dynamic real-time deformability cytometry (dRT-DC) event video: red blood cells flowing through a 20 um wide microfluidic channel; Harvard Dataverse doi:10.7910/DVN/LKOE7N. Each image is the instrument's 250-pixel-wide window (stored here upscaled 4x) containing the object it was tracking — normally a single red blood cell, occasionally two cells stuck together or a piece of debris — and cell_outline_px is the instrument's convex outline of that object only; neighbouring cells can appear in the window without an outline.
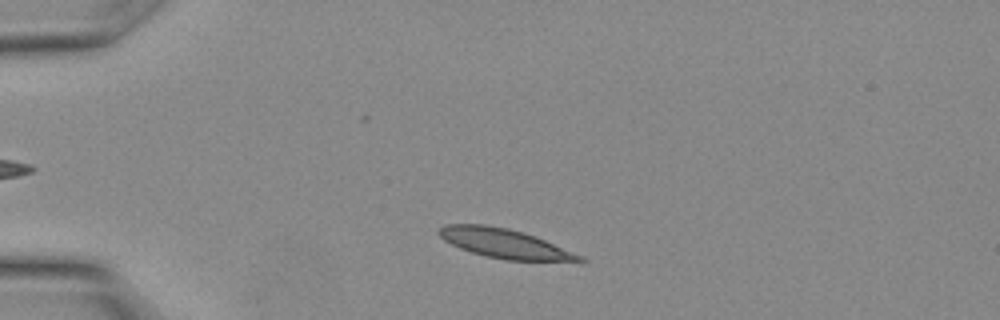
{"species": "Egyptian fruit bat (a non-hibernating species)", "species_latin": "Rousettus aegyptiacus", "temperature_condition": "warm", "stored_images_in_passage": 9, "camera_frame_rate_fps": 3000, "um_per_image_px": 0.085, "animal": {"sex": "female"}, "frame": {"image": 1, "passage_image": 3, "time_ms": 0.667, "image_size_px": [1000, 320], "cell_outline_px": [[588, 260], [508, 260], [484, 256], [460, 248], [444, 240], [436, 232], [444, 224], [484, 224], [508, 228], [544, 240], [572, 252]], "centroid_in_image_um": [42.75, 20.67], "position_along_channel_um": 42.2, "area_um2": 23.24}}
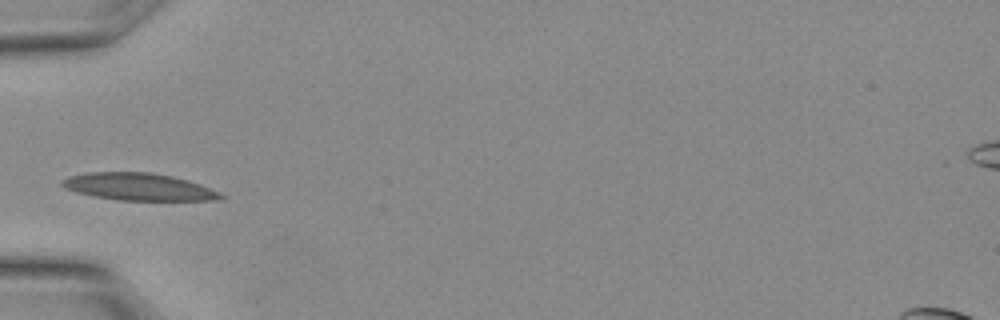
{"frame": {"image": 2, "passage_image": 6, "time_ms": 1.667, "image_size_px": [1000, 320], "cell_outline_px": [[228, 196], [216, 200], [120, 200], [92, 196], [76, 192], [64, 188], [60, 184], [60, 180], [68, 176], [88, 172], [148, 172], [172, 176], [188, 180], [200, 184], [220, 192]], "centroid_in_image_um": [11.77, 15.87], "position_along_channel_um": 73.2, "area_um2": 25.32}}
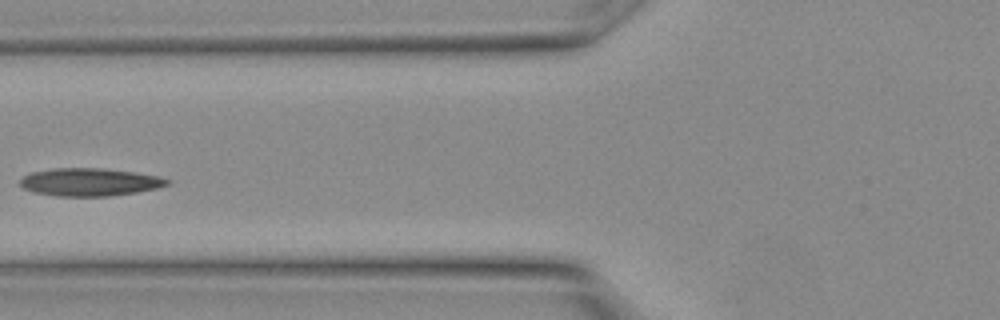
{"frame": {"image": 3, "passage_image": 8, "time_ms": 2.333, "image_size_px": [1000, 320], "cell_outline_px": [[172, 180], [168, 184], [156, 188], [136, 192], [108, 196], [56, 196], [36, 192], [24, 188], [20, 184], [20, 180], [24, 176], [32, 172], [56, 168], [100, 168], [132, 172], [160, 176]], "centroid_in_image_um": [7.64, 15.47], "position_along_channel_um": 118.2, "area_um2": 23.58}}